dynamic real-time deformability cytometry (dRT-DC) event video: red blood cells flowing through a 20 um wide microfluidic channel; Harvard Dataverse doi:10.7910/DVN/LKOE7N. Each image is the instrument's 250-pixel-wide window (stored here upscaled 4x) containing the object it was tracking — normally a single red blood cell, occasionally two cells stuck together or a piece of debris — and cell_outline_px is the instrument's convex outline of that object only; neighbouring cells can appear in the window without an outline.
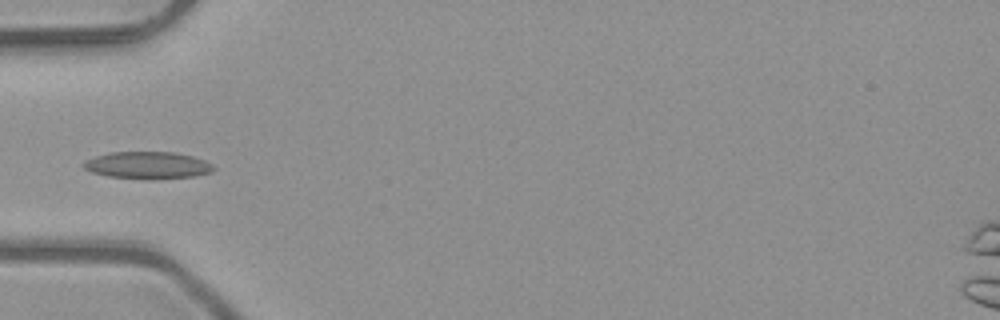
{"species": "common noctule bat (a hibernating species)", "species_latin": "Nyctalus noctula", "temperature_condition": "room temperature", "stored_images_in_passage": 3, "camera_frame_rate_fps": 3000, "um_per_image_px": 0.085, "animal": {"sex": "male", "body_mass_g": 23.1, "forearm_length_mm": 52.7}, "frame": {"image": 1, "passage_image": 3, "time_ms": 0.667, "image_size_px": [1000, 320], "cell_outline_px": [[216, 168], [212, 172], [196, 176], [152, 180], [144, 180], [108, 176], [92, 172], [84, 168], [80, 164], [84, 160], [108, 152], [176, 152], [192, 156], [204, 160], [212, 164]], "centroid_in_image_um": [12.55, 14.06], "position_along_channel_um": 72.5, "area_um2": 20.98}}